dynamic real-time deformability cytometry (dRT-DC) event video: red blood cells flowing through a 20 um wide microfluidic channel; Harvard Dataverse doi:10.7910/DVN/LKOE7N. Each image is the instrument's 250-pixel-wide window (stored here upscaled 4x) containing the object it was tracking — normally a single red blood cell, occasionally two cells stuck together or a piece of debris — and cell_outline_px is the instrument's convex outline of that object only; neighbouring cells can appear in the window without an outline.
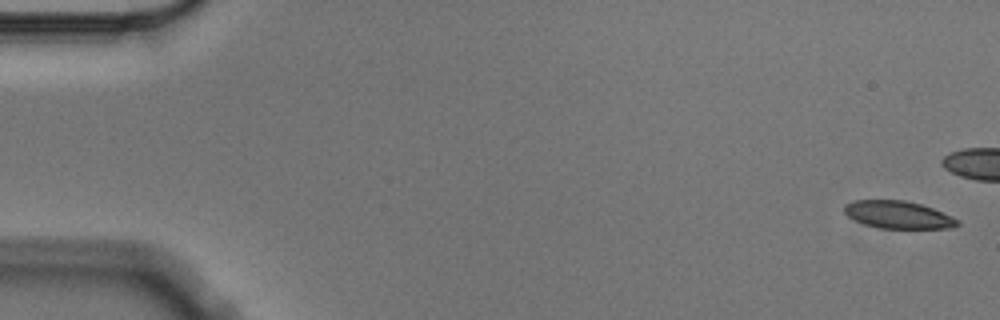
{"species": "Egyptian fruit bat (a non-hibernating species)", "species_latin": "Rousettus aegyptiacus", "temperature_condition": "cold", "stored_images_in_passage": 6, "camera_frame_rate_fps": 3000, "um_per_image_px": 0.085, "animal": {"sex": "male"}, "frame": {"image": 1, "passage_image": 1, "time_ms": 0.0, "image_size_px": [1000, 320], "cell_outline_px": [[960, 224], [952, 228], [880, 228], [864, 224], [848, 216], [844, 212], [844, 204], [852, 200], [904, 200], [920, 204], [932, 208], [960, 220]], "centroid_in_image_um": [76.33, 18.25], "position_along_channel_um": 8.7, "area_um2": 18.09}}
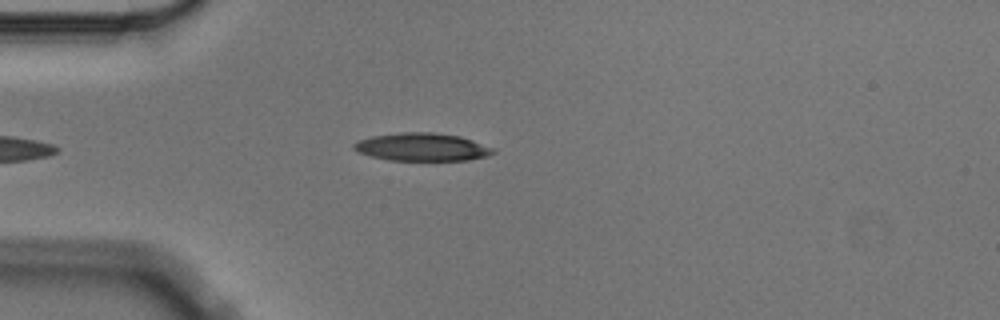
{"frame": {"image": 2, "passage_image": 6, "time_ms": 1.667, "image_size_px": [1000, 320], "cell_outline_px": [[496, 152], [488, 156], [468, 160], [388, 160], [356, 152], [352, 148], [352, 144], [360, 140], [372, 136], [400, 132], [432, 132], [460, 136], [496, 148]], "centroid_in_image_um": [35.89, 12.49], "position_along_channel_um": 49.1, "area_um2": 22.77}}